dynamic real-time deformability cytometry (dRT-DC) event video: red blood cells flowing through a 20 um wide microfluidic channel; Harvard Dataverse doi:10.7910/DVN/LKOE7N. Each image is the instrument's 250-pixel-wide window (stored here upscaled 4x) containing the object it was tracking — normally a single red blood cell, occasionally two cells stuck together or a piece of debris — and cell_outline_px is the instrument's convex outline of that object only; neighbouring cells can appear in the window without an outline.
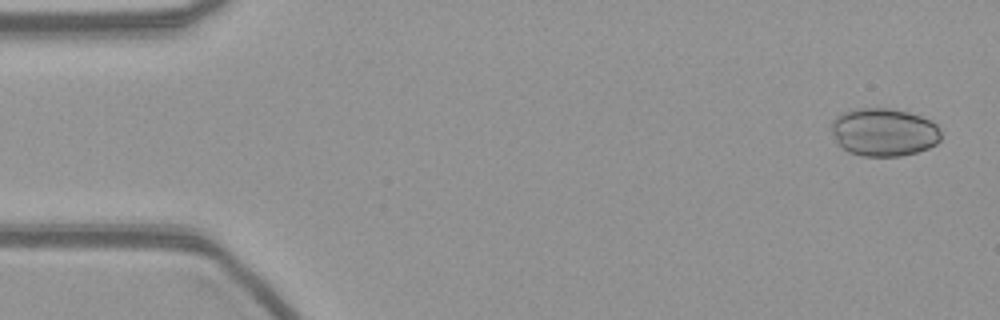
{"species": "common noctule bat (a hibernating species)", "species_latin": "Nyctalus noctula", "temperature_condition": "warm", "stored_images_in_passage": 55, "camera_frame_rate_fps": 3000, "um_per_image_px": 0.085, "animal": {"sex": "female", "body_mass_g": 21.9}, "frame": {"image": 1, "passage_image": 2, "time_ms": 0.333, "image_size_px": [1000, 320], "cell_outline_px": [[940, 140], [936, 144], [928, 148], [916, 152], [900, 156], [864, 156], [848, 152], [836, 140], [832, 132], [832, 120], [840, 112], [848, 108], [888, 108], [908, 112], [932, 120], [940, 128]], "centroid_in_image_um": [75.12, 11.21], "position_along_channel_um": 9.9, "area_um2": 30.87}}
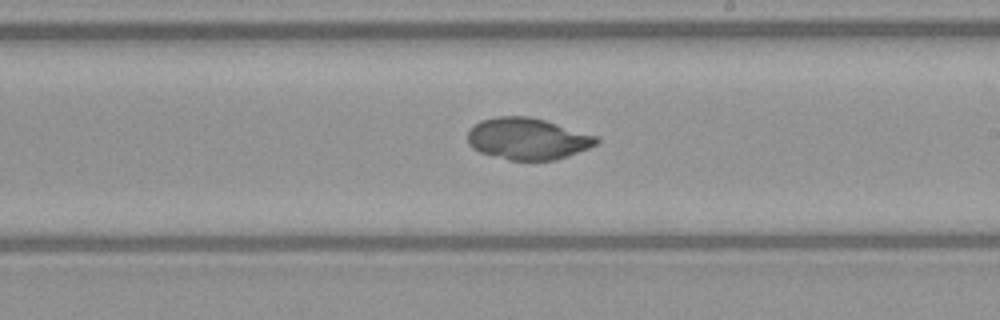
{"frame": {"image": 2, "passage_image": 31, "time_ms": 10.0, "image_size_px": [1000, 320], "cell_outline_px": [[600, 140], [596, 144], [588, 148], [568, 156], [556, 160], [508, 160], [480, 152], [472, 148], [468, 144], [468, 132], [480, 120], [496, 116], [528, 116], [544, 120], [600, 136]], "centroid_in_image_um": [44.86, 11.79], "position_along_channel_um": 244.1, "area_um2": 31.33}}
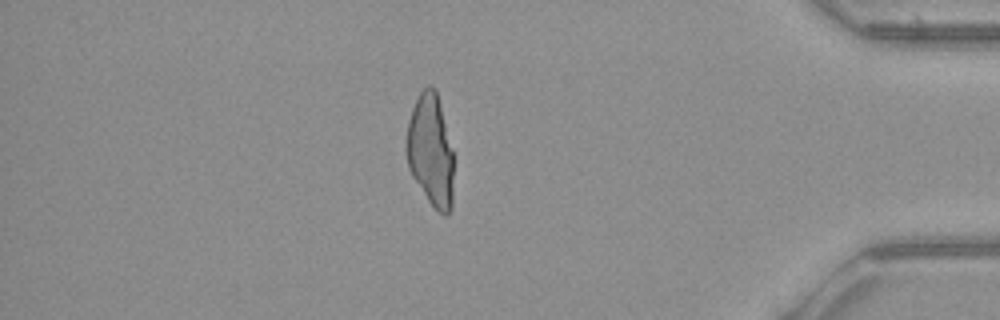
{"frame": {"image": 3, "passage_image": 47, "time_ms": 15.333, "image_size_px": [1000, 320], "cell_outline_px": [[452, 208], [448, 216], [444, 216], [428, 200], [412, 176], [408, 168], [404, 148], [404, 144], [408, 120], [412, 108], [420, 92], [428, 84], [432, 84], [436, 88], [452, 152]], "centroid_in_image_um": [36.56, 12.77], "position_along_channel_um": 398.6, "area_um2": 30.92}}